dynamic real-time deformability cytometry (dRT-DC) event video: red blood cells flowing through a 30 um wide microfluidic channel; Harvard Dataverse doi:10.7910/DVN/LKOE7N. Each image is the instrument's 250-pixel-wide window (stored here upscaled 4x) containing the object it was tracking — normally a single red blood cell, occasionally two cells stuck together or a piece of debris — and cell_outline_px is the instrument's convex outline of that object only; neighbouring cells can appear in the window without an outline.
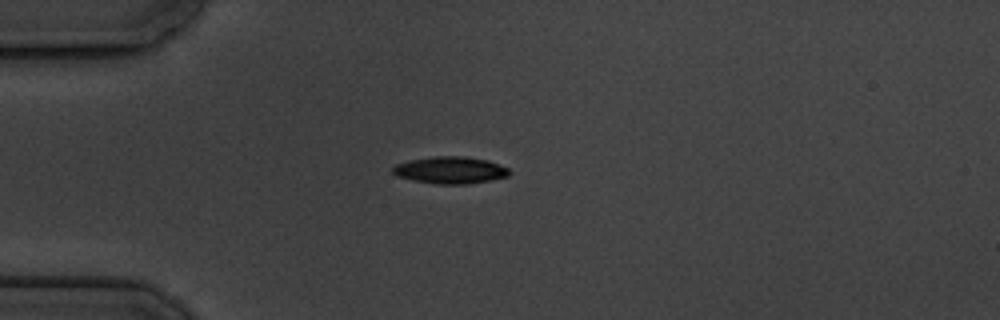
{"species": "common noctule bat (a hibernating species)", "species_latin": "Nyctalus noctula", "temperature_condition": "cold", "stored_images_in_passage": 6, "camera_frame_rate_fps": 3000, "um_per_image_px": 0.085, "animal": {"sex": "male", "body_mass_g": 19.5, "forearm_length_mm": 54.6}, "frame": {"image": 1, "passage_image": 1, "time_ms": 0.0, "image_size_px": [1000, 320], "cell_outline_px": [[512, 172], [508, 176], [468, 184], [436, 184], [412, 180], [396, 176], [392, 172], [392, 168], [396, 164], [408, 160], [436, 156], [464, 156], [488, 160], [508, 168]], "centroid_in_image_um": [38.26, 14.46], "position_along_channel_um": 46.7, "area_um2": 18.38}}
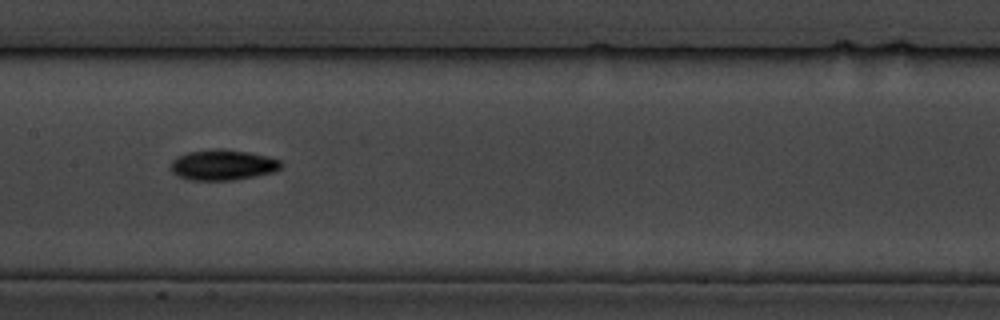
{"frame": {"image": 2, "passage_image": 5, "time_ms": 4.667, "image_size_px": [1000, 320], "cell_outline_px": [[284, 164], [280, 168], [272, 172], [256, 176], [232, 180], [192, 180], [176, 176], [172, 172], [168, 164], [176, 156], [188, 152], [216, 148], [224, 148], [248, 152], [268, 156], [280, 160]], "centroid_in_image_um": [18.9, 14.01], "position_along_channel_um": 188.5, "area_um2": 19.94}}
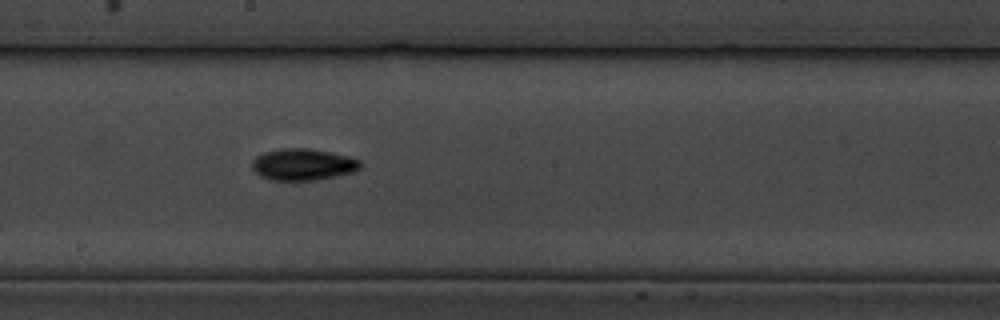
{"frame": {"image": 3, "passage_image": 6, "time_ms": 5.667, "image_size_px": [1000, 320], "cell_outline_px": [[360, 168], [352, 172], [336, 176], [316, 180], [272, 180], [260, 176], [252, 168], [252, 160], [256, 156], [264, 152], [284, 148], [308, 148], [348, 156], [360, 160]], "centroid_in_image_um": [25.73, 13.98], "position_along_channel_um": 222.5, "area_um2": 19.83}}